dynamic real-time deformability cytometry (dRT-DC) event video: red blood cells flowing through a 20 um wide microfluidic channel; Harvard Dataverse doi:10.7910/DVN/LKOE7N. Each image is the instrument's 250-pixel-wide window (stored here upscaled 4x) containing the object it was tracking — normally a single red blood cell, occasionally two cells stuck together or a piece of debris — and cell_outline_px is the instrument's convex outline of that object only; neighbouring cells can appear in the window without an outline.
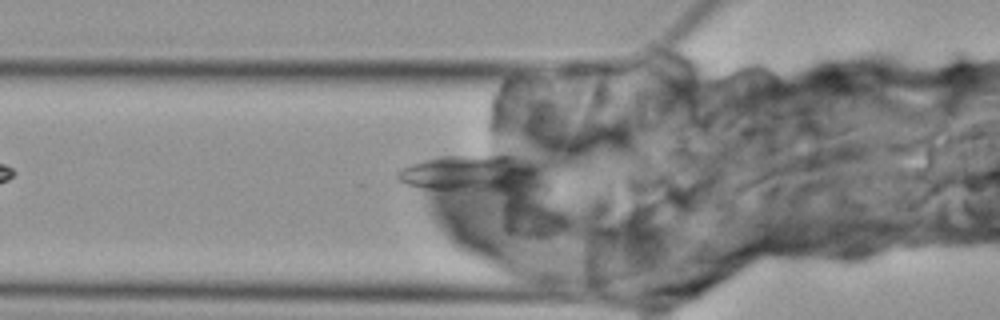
{"species": "Egyptian fruit bat (a non-hibernating species)", "species_latin": "Rousettus aegyptiacus", "temperature_condition": "cold", "stored_images_in_passage": 4, "camera_frame_rate_fps": 3000, "um_per_image_px": 0.085, "animal": {"sex": "female"}, "frame": {"image": 1, "passage_image": 4, "time_ms": 3.667, "image_size_px": [1000, 320], "cell_outline_px": [[544, 184], [536, 188], [524, 192], [516, 192], [420, 188], [396, 180], [396, 172], [400, 168], [424, 160], [440, 156], [516, 156], [532, 160], [544, 180]], "centroid_in_image_um": [40.23, 14.77], "position_along_channel_um": 85.6, "area_um2": 31.73}}